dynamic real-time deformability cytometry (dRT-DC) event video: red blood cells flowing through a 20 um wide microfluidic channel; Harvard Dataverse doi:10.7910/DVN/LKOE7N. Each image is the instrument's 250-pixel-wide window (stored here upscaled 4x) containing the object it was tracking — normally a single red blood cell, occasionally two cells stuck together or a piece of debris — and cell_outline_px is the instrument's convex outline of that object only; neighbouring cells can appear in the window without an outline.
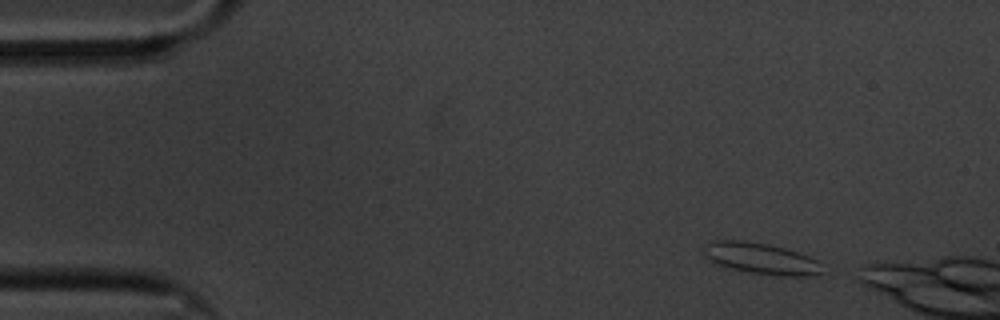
{"species": "common noctule bat (a hibernating species)", "species_latin": "Nyctalus noctula", "temperature_condition": "cold", "stored_images_in_passage": 49, "segment_of_instrument_passage": [1, 2], "camera_frame_rate_fps": 3000, "um_per_image_px": 0.085, "animal": {"sex": "male", "body_mass_g": 20.1, "forearm_length_mm": 53.5}, "frame": {"image": 1, "passage_image": 1, "time_ms": 0.0, "image_size_px": [1000, 320], "cell_outline_px": [[820, 272], [812, 276], [784, 276], [740, 272], [724, 268], [700, 256], [704, 244], [712, 240], [744, 240], [784, 248], [808, 256], [816, 260]], "centroid_in_image_um": [64.49, 21.98], "position_along_channel_um": 20.5, "area_um2": 21.91}}
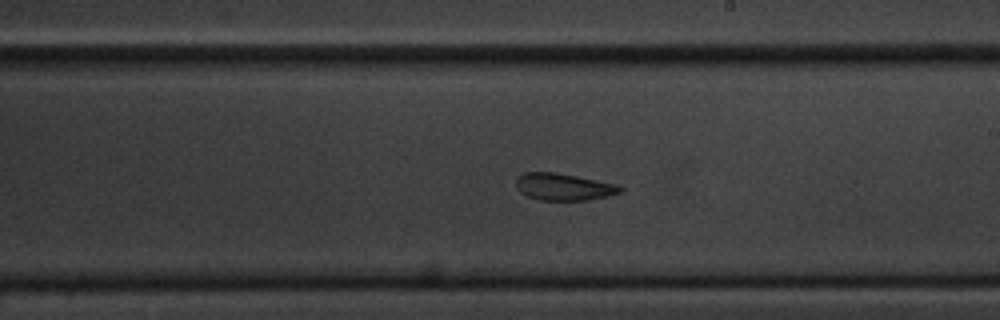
{"frame": {"image": 2, "passage_image": 28, "time_ms": 9.0, "image_size_px": [1000, 320], "cell_outline_px": [[624, 188], [620, 192], [608, 196], [584, 200], [536, 200], [520, 192], [516, 188], [516, 176], [524, 172], [556, 172], [616, 184]], "centroid_in_image_um": [47.85, 15.88], "position_along_channel_um": 241.1, "area_um2": 16.42}}
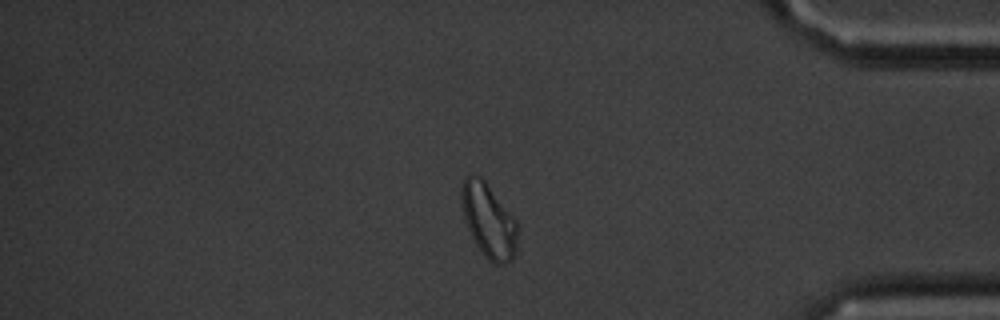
{"frame": {"image": 3, "passage_image": 44, "time_ms": 14.333, "image_size_px": [1000, 320], "cell_outline_px": [[516, 252], [512, 260], [508, 264], [492, 264], [484, 256], [476, 244], [464, 220], [460, 196], [460, 188], [464, 176], [468, 172], [480, 176], [484, 180], [516, 220]], "centroid_in_image_um": [41.49, 18.73], "position_along_channel_um": 393.7, "area_um2": 24.33}}